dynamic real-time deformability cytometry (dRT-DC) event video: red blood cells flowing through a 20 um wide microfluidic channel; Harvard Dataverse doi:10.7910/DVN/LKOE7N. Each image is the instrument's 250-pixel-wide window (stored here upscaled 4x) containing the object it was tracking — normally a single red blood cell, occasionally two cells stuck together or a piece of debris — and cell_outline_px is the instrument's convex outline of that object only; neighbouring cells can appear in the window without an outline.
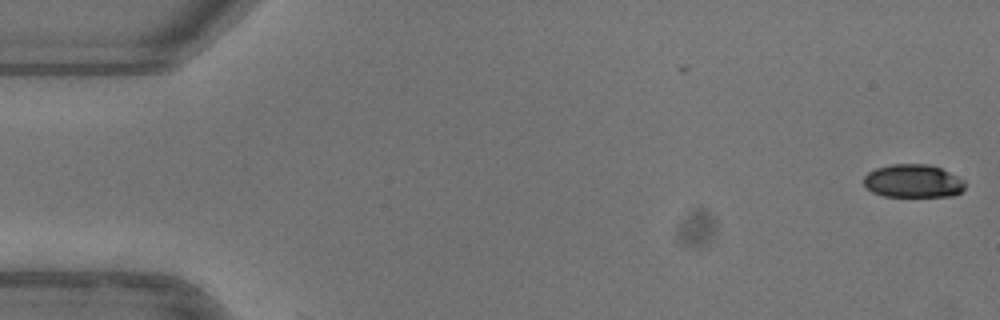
{"species": "common noctule bat (a hibernating species)", "species_latin": "Nyctalus noctula", "temperature_condition": "warm", "stored_images_in_passage": 2, "camera_frame_rate_fps": 3000, "um_per_image_px": 0.085, "animal": {"sex": "female"}, "frame": {"image": 1, "passage_image": 1, "time_ms": 0.0, "image_size_px": [1000, 320], "cell_outline_px": [[964, 188], [960, 192], [952, 196], [884, 196], [872, 192], [864, 184], [864, 176], [868, 172], [876, 168], [892, 164], [928, 164], [940, 168], [964, 180]], "centroid_in_image_um": [77.59, 15.39], "position_along_channel_um": 7.4, "area_um2": 19.42}}